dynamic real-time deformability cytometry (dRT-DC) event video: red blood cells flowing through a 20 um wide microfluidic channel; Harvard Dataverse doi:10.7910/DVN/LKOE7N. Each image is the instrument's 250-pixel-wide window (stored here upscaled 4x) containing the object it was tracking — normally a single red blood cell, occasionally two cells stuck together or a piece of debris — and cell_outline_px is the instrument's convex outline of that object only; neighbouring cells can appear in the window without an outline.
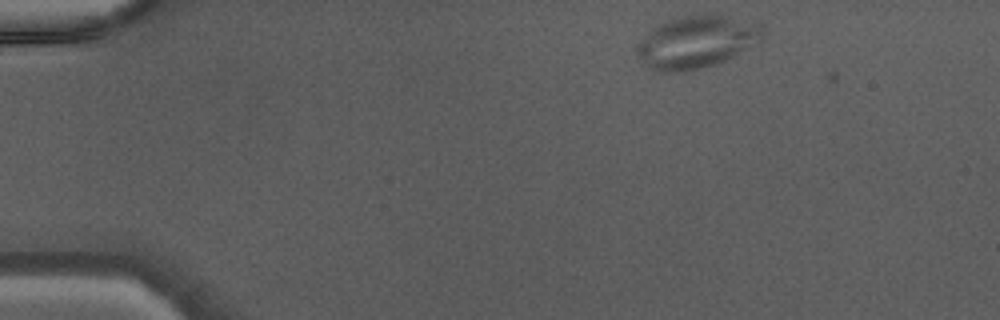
{"species": "Egyptian fruit bat (a non-hibernating species)", "species_latin": "Rousettus aegyptiacus", "temperature_condition": "warm", "stored_images_in_passage": 39, "camera_frame_rate_fps": 3000, "um_per_image_px": 0.085, "animal": {"sex": "male"}, "frame": {"image": 1, "passage_image": 1, "time_ms": 0.0, "image_size_px": [1000, 320], "cell_outline_px": [[768, 32], [764, 40], [724, 60], [712, 64], [696, 68], [676, 72], [664, 72], [648, 68], [636, 52], [644, 36], [652, 28], [660, 24], [684, 16], [724, 16], [764, 24]], "centroid_in_image_um": [59.29, 3.56], "position_along_channel_um": 25.7, "area_um2": 37.57}}
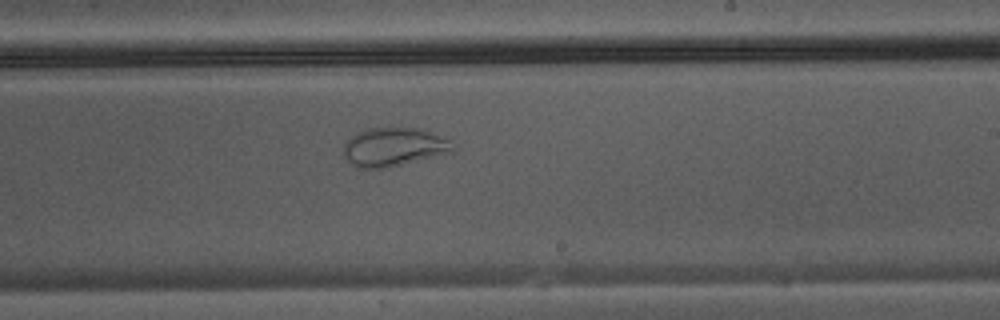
{"frame": {"image": 2, "passage_image": 22, "time_ms": 7.0, "image_size_px": [1000, 320], "cell_outline_px": [[452, 152], [388, 168], [356, 168], [344, 156], [344, 144], [356, 132], [368, 128], [424, 128], [448, 140], [452, 148]], "centroid_in_image_um": [33.44, 12.49], "position_along_channel_um": 255.6, "area_um2": 24.45}}
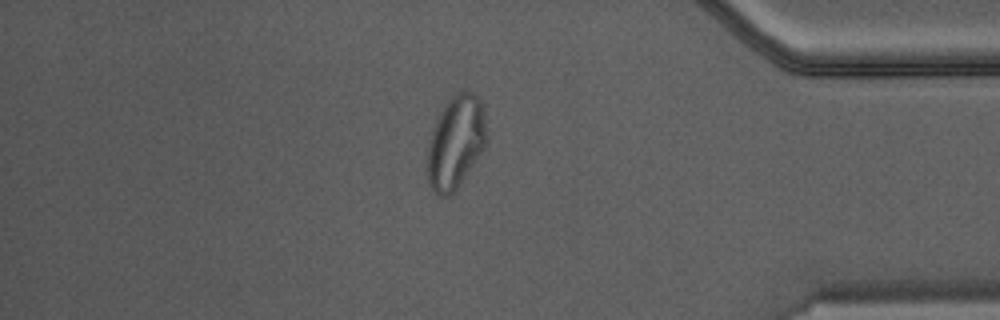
{"frame": {"image": 3, "passage_image": 33, "time_ms": 10.667, "image_size_px": [1000, 320], "cell_outline_px": [[484, 144], [480, 152], [456, 188], [452, 192], [444, 196], [436, 196], [428, 184], [428, 144], [436, 120], [440, 112], [448, 100], [452, 96], [464, 88], [468, 88], [480, 100], [484, 112]], "centroid_in_image_um": [38.69, 12.04], "position_along_channel_um": 396.5, "area_um2": 31.1}}